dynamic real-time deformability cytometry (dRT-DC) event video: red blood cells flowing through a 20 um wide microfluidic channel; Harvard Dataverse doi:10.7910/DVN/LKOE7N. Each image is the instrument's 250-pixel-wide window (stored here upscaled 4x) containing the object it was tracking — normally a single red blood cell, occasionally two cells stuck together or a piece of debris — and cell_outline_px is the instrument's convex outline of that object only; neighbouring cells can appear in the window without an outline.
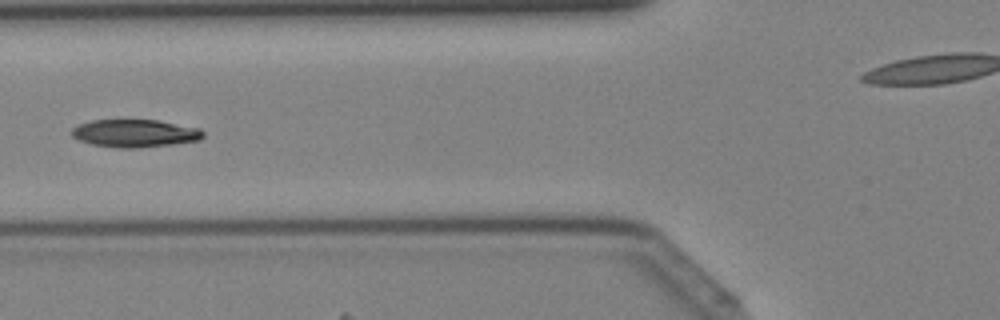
{"species": "Egyptian fruit bat (a non-hibernating species)", "species_latin": "Rousettus aegyptiacus", "temperature_condition": "cold", "stored_images_in_passage": 43, "camera_frame_rate_fps": 3000, "um_per_image_px": 0.085, "animal": {"sex": "female"}, "frame": {"image": 1, "passage_image": 16, "time_ms": 5.0, "image_size_px": [1000, 320], "cell_outline_px": [[204, 136], [200, 140], [172, 144], [136, 148], [116, 148], [92, 144], [80, 140], [72, 136], [72, 128], [76, 124], [92, 120], [160, 120], [200, 128], [204, 132]], "centroid_in_image_um": [11.48, 11.32], "position_along_channel_um": 114.3, "area_um2": 21.39}}
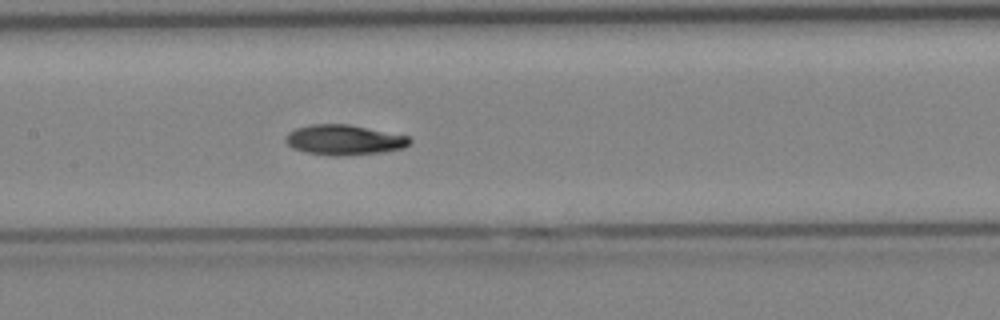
{"frame": {"image": 2, "passage_image": 20, "time_ms": 6.333, "image_size_px": [1000, 320], "cell_outline_px": [[412, 144], [404, 148], [380, 152], [336, 156], [332, 156], [308, 152], [292, 148], [284, 140], [288, 132], [296, 128], [308, 124], [348, 124], [408, 136], [412, 140]], "centroid_in_image_um": [29.24, 11.88], "position_along_channel_um": 178.2, "area_um2": 21.73}}
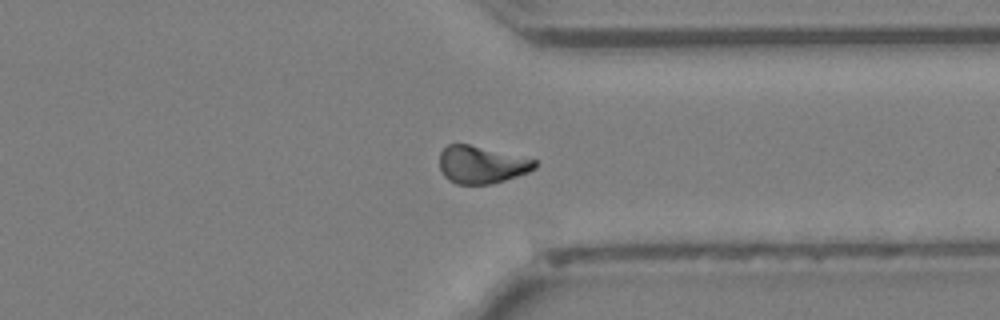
{"frame": {"image": 3, "passage_image": 32, "time_ms": 10.333, "image_size_px": [1000, 320], "cell_outline_px": [[536, 168], [528, 172], [492, 184], [456, 184], [448, 180], [440, 172], [440, 152], [448, 144], [468, 144], [536, 160]], "centroid_in_image_um": [40.89, 14.01], "position_along_channel_um": 370.5, "area_um2": 20.63}}